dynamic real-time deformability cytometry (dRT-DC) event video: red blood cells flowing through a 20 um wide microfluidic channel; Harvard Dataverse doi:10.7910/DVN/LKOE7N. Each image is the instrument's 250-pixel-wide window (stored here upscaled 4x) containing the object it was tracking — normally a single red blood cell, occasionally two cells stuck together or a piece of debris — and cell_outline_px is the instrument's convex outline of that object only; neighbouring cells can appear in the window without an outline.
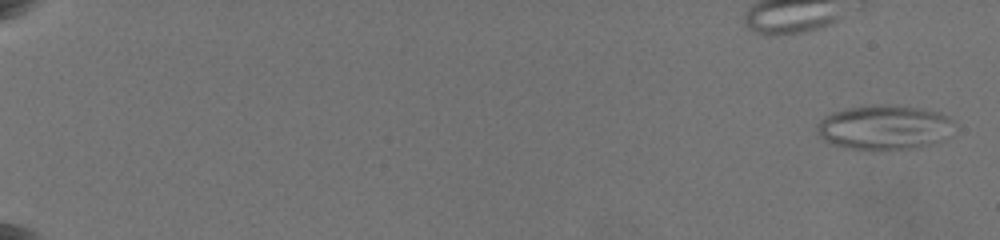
{"species": "common noctule bat (a hibernating species)", "species_latin": "Nyctalus noctula", "temperature_condition": "warm", "stored_images_in_passage": 11, "camera_frame_rate_fps": 3000, "um_per_image_px": 0.085, "animal": {"sex": "female", "body_mass_g": 19.5, "forearm_length_mm": 54.1}, "frame": {"image": 1, "passage_image": 1, "time_ms": 0.0, "image_size_px": [1000, 240], "cell_outline_px": [[952, 120], [948, 136], [944, 140], [936, 144], [920, 148], [844, 148], [832, 144], [824, 140], [816, 132], [816, 128], [820, 120], [832, 112], [848, 108], [876, 104], [884, 104], [920, 108], [940, 112], [948, 116]], "centroid_in_image_um": [75.17, 10.81], "position_along_channel_um": 9.8, "area_um2": 35.49}}
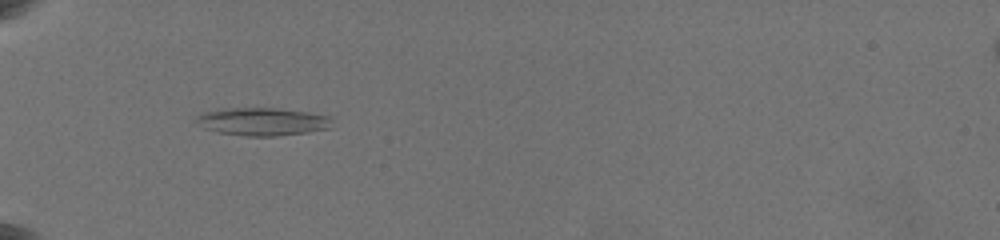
{"frame": {"image": 2, "passage_image": 10, "time_ms": 7.333, "image_size_px": [1000, 240], "cell_outline_px": [[332, 128], [308, 132], [276, 136], [244, 136], [220, 132], [204, 128], [196, 124], [192, 120], [200, 112], [216, 108], [276, 108], [308, 112], [328, 116], [332, 120]], "centroid_in_image_um": [22.24, 10.33], "position_along_channel_um": 62.8, "area_um2": 22.48}}